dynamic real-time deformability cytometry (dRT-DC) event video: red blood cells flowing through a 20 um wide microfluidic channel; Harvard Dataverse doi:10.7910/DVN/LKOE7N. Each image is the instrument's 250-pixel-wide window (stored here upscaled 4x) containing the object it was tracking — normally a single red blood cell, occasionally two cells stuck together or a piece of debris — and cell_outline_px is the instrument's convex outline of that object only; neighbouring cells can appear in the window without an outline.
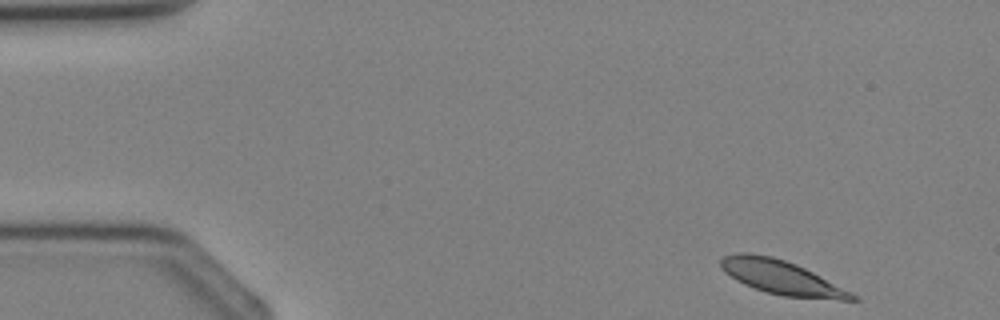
{"species": "Egyptian fruit bat (a non-hibernating species)", "species_latin": "Rousettus aegyptiacus", "temperature_condition": "cold", "stored_images_in_passage": 3, "camera_frame_rate_fps": 3000, "um_per_image_px": 0.085, "animal": {"sex": "female"}, "frame": {"image": 1, "passage_image": 1, "time_ms": 0.0, "image_size_px": [1000, 320], "cell_outline_px": [[860, 300], [840, 300], [784, 296], [764, 292], [744, 284], [736, 280], [724, 272], [720, 268], [720, 260], [724, 256], [736, 252], [748, 252], [772, 256], [796, 264], [852, 292]], "centroid_in_image_um": [66.38, 23.57], "position_along_channel_um": 18.6, "area_um2": 26.01}}
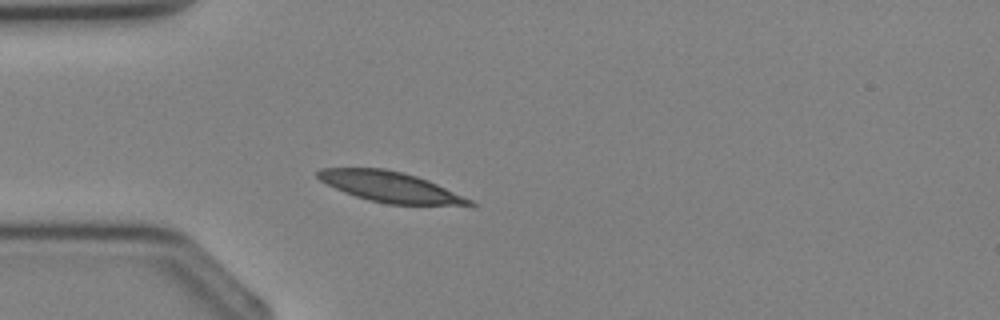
{"frame": {"image": 2, "passage_image": 3, "time_ms": 2.333, "image_size_px": [1000, 320], "cell_outline_px": [[476, 204], [472, 208], [388, 204], [368, 200], [344, 192], [320, 180], [316, 176], [316, 172], [320, 168], [384, 168], [416, 176], [428, 180], [472, 200]], "centroid_in_image_um": [33.31, 15.94], "position_along_channel_um": 51.7, "area_um2": 27.51}}